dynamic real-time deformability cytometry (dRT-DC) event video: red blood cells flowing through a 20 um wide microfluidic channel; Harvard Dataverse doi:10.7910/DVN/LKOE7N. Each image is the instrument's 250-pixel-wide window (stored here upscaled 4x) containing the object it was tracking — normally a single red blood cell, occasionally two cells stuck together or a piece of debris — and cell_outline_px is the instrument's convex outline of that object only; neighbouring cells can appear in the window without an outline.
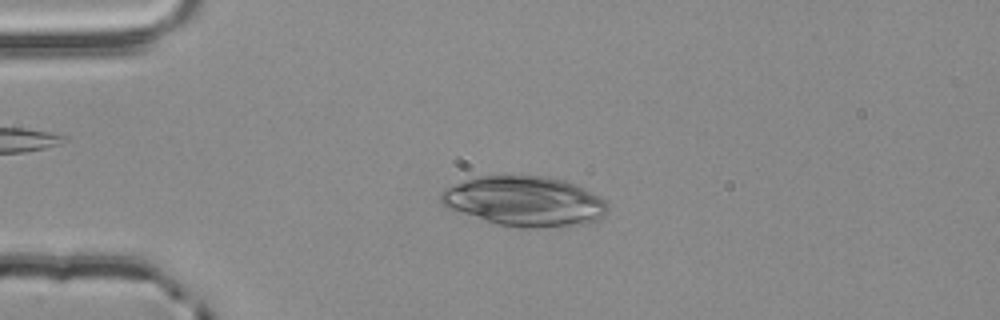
{"species": "common noctule bat (a hibernating species)", "species_latin": "Nyctalus noctula", "temperature_condition": "room temperature", "stored_images_in_passage": 54, "camera_frame_rate_fps": 3000, "um_per_image_px": 0.085, "animal": {"sex": "male", "body_mass_g": 20.4}, "frame": {"image": 1, "passage_image": 13, "time_ms": 4.0, "image_size_px": [1000, 320], "cell_outline_px": [[608, 208], [604, 216], [596, 220], [584, 224], [532, 228], [520, 228], [496, 224], [448, 208], [440, 200], [440, 192], [456, 184], [476, 176], [544, 176], [564, 180], [600, 196], [608, 204]], "centroid_in_image_um": [44.6, 17.11], "position_along_channel_um": 40.4, "area_um2": 48.15}}
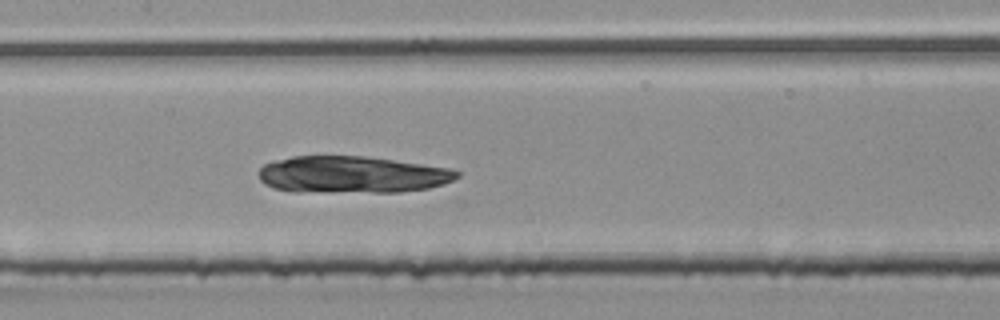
{"frame": {"image": 2, "passage_image": 26, "time_ms": 8.333, "image_size_px": [1000, 320], "cell_outline_px": [[460, 176], [444, 184], [428, 188], [400, 192], [292, 192], [272, 188], [264, 184], [260, 180], [260, 168], [264, 164], [276, 160], [292, 156], [364, 156], [448, 168], [460, 172]], "centroid_in_image_um": [29.88, 14.85], "position_along_channel_um": 177.5, "area_um2": 42.71}}
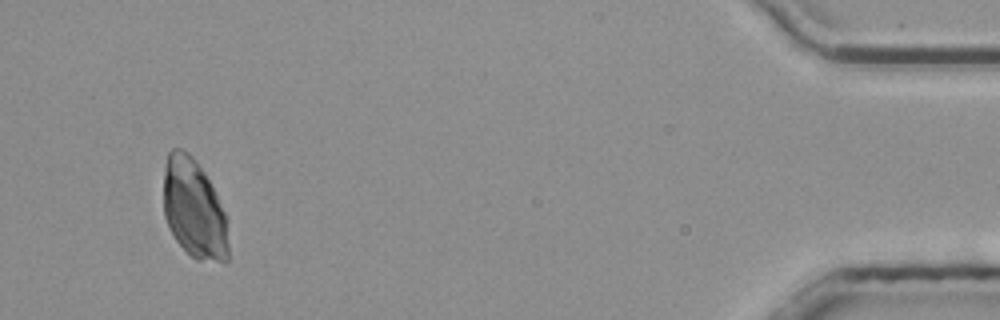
{"frame": {"image": 3, "passage_image": 51, "time_ms": 16.667, "image_size_px": [1000, 320], "cell_outline_px": [[228, 260], [224, 264], [196, 260], [176, 240], [164, 216], [164, 168], [168, 152], [172, 148], [180, 148], [188, 152], [192, 156], [204, 172], [224, 212], [228, 244]], "centroid_in_image_um": [16.48, 17.77], "position_along_channel_um": 418.7, "area_um2": 37.28}}